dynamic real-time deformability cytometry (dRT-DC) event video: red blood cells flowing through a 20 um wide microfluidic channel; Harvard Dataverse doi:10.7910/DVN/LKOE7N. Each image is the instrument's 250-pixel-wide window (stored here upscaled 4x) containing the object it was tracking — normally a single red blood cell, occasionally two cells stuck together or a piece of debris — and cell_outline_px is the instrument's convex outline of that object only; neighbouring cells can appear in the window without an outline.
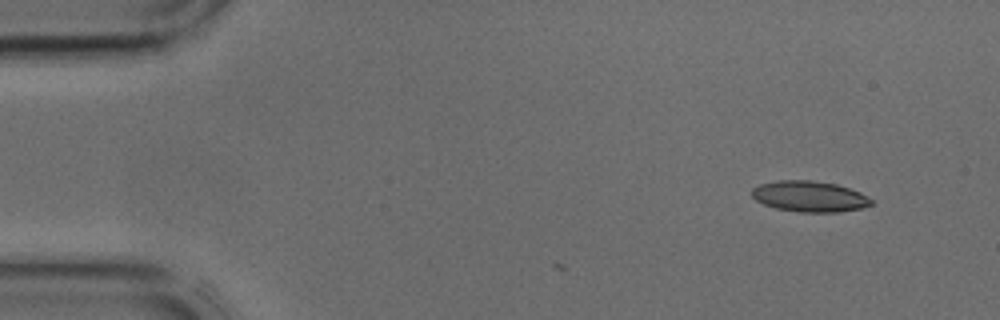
{"species": "common noctule bat (a hibernating species)", "species_latin": "Nyctalus noctula", "temperature_condition": "cold", "stored_images_in_passage": 5, "camera_frame_rate_fps": 3000, "um_per_image_px": 0.085, "animal": {"sex": "male", "body_mass_g": 17.9, "forearm_length_mm": 54.2}, "frame": {"image": 1, "passage_image": 1, "time_ms": 0.0, "image_size_px": [1000, 320], "cell_outline_px": [[872, 204], [860, 208], [836, 212], [800, 212], [776, 208], [764, 204], [756, 200], [752, 196], [752, 188], [760, 184], [776, 180], [812, 180], [836, 184], [860, 192], [868, 196], [872, 200]], "centroid_in_image_um": [68.79, 16.69], "position_along_channel_um": 16.2, "area_um2": 21.39}}